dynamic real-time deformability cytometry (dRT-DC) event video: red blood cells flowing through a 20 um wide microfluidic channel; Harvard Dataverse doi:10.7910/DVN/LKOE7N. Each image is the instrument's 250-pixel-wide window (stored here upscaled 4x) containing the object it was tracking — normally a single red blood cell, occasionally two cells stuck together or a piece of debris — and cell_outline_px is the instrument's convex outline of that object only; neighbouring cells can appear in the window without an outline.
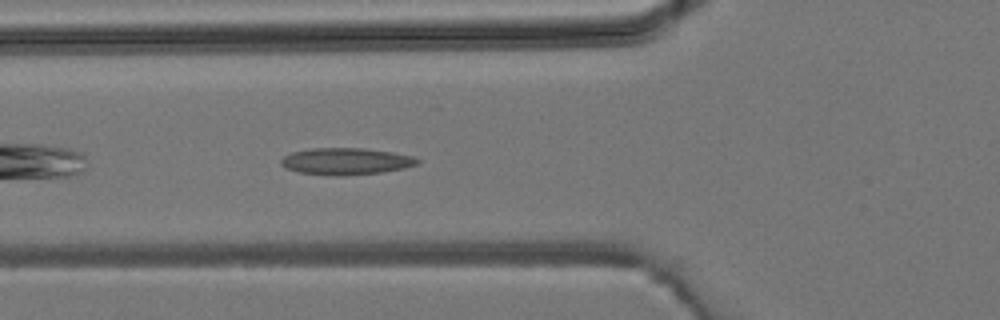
{"species": "common noctule bat (a hibernating species)", "species_latin": "Nyctalus noctula", "temperature_condition": "room temperature", "stored_images_in_passage": 22, "camera_frame_rate_fps": 3000, "um_per_image_px": 0.085, "animal": {"sex": "male", "body_mass_g": 19.2, "forearm_length_mm": 51.8}, "frame": {"image": 1, "passage_image": 4, "time_ms": 1.0, "image_size_px": [1000, 320], "cell_outline_px": [[420, 164], [404, 168], [380, 172], [344, 176], [336, 176], [300, 172], [284, 168], [280, 164], [280, 160], [284, 156], [292, 152], [312, 148], [364, 148], [392, 152], [412, 156], [420, 160]], "centroid_in_image_um": [29.4, 13.71], "position_along_channel_um": 96.4, "area_um2": 21.33}}
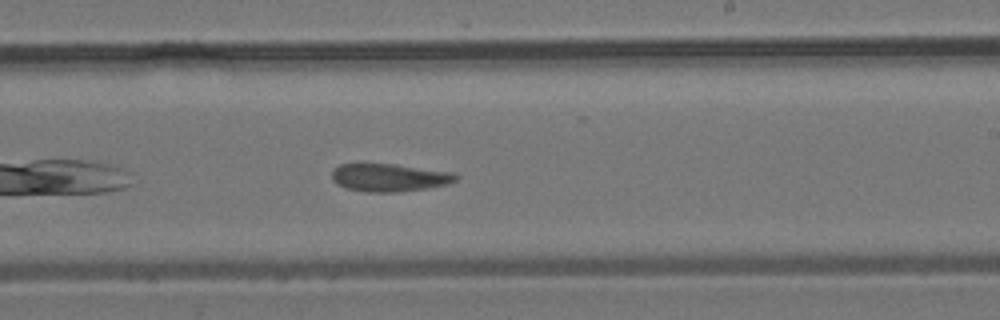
{"frame": {"image": 2, "passage_image": 14, "time_ms": 4.333, "image_size_px": [1000, 320], "cell_outline_px": [[460, 176], [456, 180], [448, 184], [428, 188], [396, 192], [368, 192], [348, 188], [336, 184], [332, 180], [332, 172], [340, 164], [396, 164], [456, 172]], "centroid_in_image_um": [33.16, 15.09], "position_along_channel_um": 255.8, "area_um2": 20.23}}
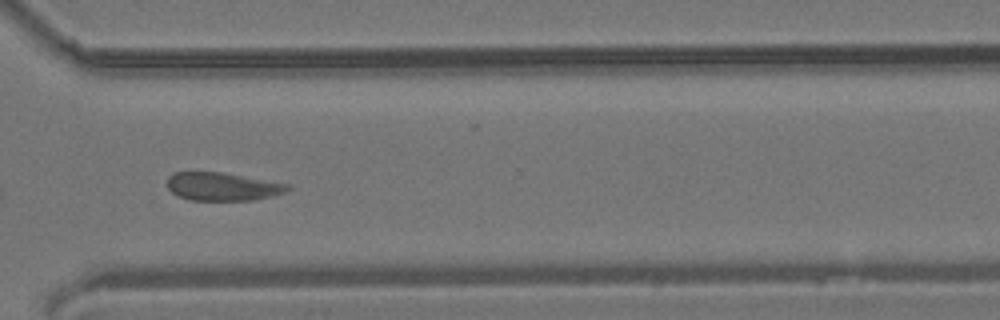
{"frame": {"image": 3, "passage_image": 20, "time_ms": 6.333, "image_size_px": [1000, 320], "cell_outline_px": [[292, 188], [284, 192], [272, 196], [252, 200], [188, 200], [176, 196], [168, 188], [168, 176], [172, 172], [224, 172], [292, 184]], "centroid_in_image_um": [18.93, 15.85], "position_along_channel_um": 351.7, "area_um2": 20.06}}